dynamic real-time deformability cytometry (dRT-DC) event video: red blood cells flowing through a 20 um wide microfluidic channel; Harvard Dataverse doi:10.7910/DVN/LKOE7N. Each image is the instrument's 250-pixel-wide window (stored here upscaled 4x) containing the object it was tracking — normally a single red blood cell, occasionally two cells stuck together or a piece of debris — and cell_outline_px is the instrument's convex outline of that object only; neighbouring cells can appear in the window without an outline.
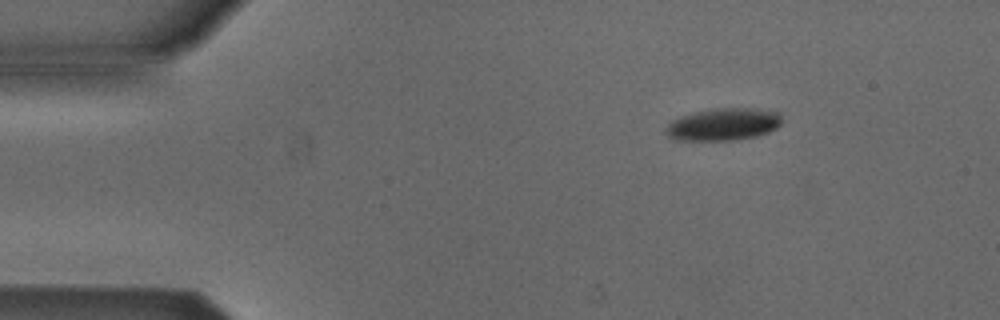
{"species": "Egyptian fruit bat (a non-hibernating species)", "species_latin": "Rousettus aegyptiacus", "temperature_condition": "cold", "stored_images_in_passage": 4, "camera_frame_rate_fps": 3000, "um_per_image_px": 0.085, "animal": {"sex": "male"}, "frame": {"image": 1, "passage_image": 2, "time_ms": 1.333, "image_size_px": [1000, 320], "cell_outline_px": [[780, 124], [776, 128], [768, 132], [756, 136], [736, 140], [676, 140], [668, 136], [664, 132], [664, 128], [672, 120], [680, 116], [696, 112], [716, 108], [756, 108], [780, 112]], "centroid_in_image_um": [61.46, 10.57], "position_along_channel_um": 23.5, "area_um2": 21.91}}